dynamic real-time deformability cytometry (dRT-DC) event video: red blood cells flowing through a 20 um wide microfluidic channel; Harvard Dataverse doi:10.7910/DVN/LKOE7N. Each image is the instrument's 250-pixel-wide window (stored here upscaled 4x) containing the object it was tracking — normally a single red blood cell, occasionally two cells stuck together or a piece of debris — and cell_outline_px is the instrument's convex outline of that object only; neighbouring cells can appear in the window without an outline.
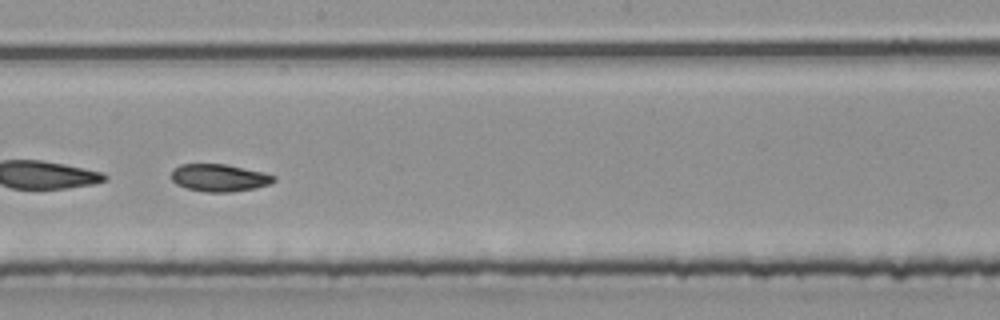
{"species": "common noctule bat (a hibernating species)", "species_latin": "Nyctalus noctula", "temperature_condition": "room temperature", "stored_images_in_passage": 52, "camera_frame_rate_fps": 3000, "um_per_image_px": 0.085, "animal": {"sex": "male", "body_mass_g": 20.4}, "frame": {"image": 1, "passage_image": 30, "time_ms": 9.667, "image_size_px": [1000, 320], "cell_outline_px": [[276, 180], [268, 184], [256, 188], [232, 192], [204, 192], [188, 188], [176, 184], [172, 180], [172, 168], [180, 164], [224, 164], [264, 172], [276, 176]], "centroid_in_image_um": [18.64, 15.11], "position_along_channel_um": 229.6, "area_um2": 16.42}, "authors_computed_cell_mechanics": {"area_um2": 19.7098, "velocity_mm_per_s": 3.8915, "shape_relaxation_time_tau1_ms": 5.9066, "shape_relaxation_time_tau2_ms": 5.0021, "deformation_change_tau1": 0.1238, "deformation_change_tau2": 0.0826}}